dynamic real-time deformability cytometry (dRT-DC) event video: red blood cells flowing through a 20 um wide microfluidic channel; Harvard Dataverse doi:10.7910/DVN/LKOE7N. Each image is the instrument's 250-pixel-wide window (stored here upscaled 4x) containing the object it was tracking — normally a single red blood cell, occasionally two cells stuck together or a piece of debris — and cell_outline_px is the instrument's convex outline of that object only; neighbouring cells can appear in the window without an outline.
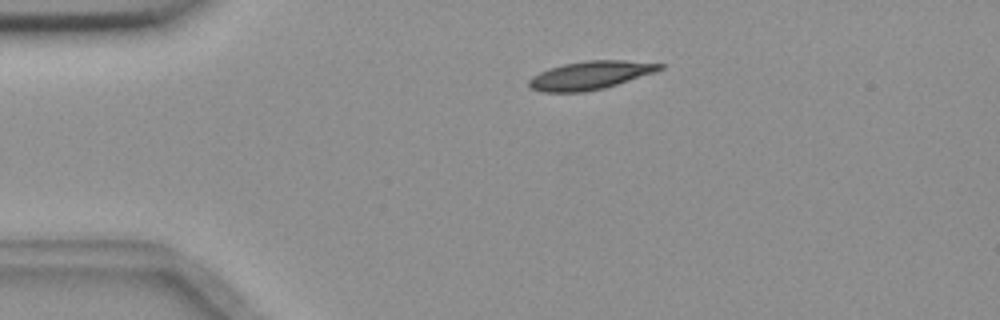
{"species": "common noctule bat (a hibernating species)", "species_latin": "Nyctalus noctula", "temperature_condition": "room temperature", "stored_images_in_passage": 46, "camera_frame_rate_fps": 3000, "um_per_image_px": 0.085, "animal": {"sex": "female", "body_mass_g": 18.4}, "frame": {"image": 1, "passage_image": 2, "time_ms": 0.333, "image_size_px": [1000, 320], "cell_outline_px": [[668, 64], [664, 68], [656, 72], [604, 88], [584, 92], [544, 92], [528, 88], [528, 80], [532, 76], [548, 68], [564, 64], [584, 60], [624, 60]], "centroid_in_image_um": [50.18, 6.39], "position_along_channel_um": 34.8, "area_um2": 21.79}}
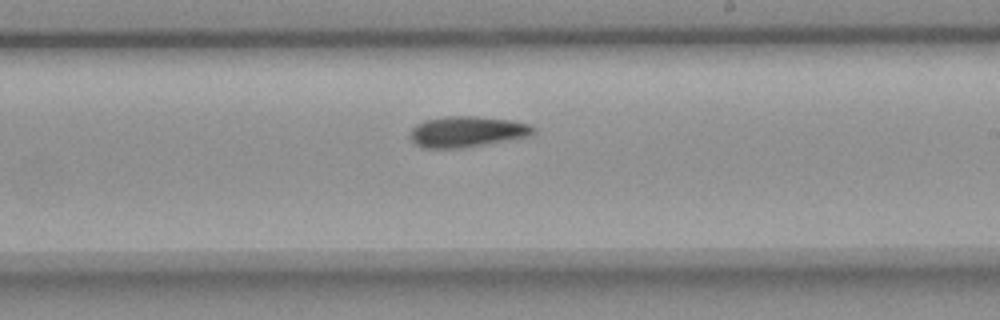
{"frame": {"image": 2, "passage_image": 23, "time_ms": 7.333, "image_size_px": [1000, 320], "cell_outline_px": [[536, 132], [532, 136], [460, 148], [424, 148], [416, 144], [408, 136], [412, 128], [416, 124], [424, 120], [444, 116], [476, 116], [512, 120], [532, 124], [536, 128]], "centroid_in_image_um": [39.72, 11.18], "position_along_channel_um": 249.3, "area_um2": 22.43}}
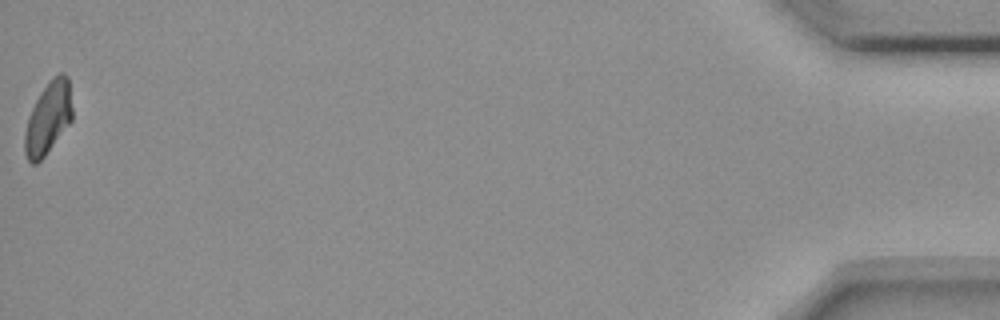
{"frame": {"image": 3, "passage_image": 46, "time_ms": 15.0, "image_size_px": [1000, 320], "cell_outline_px": [[72, 120], [44, 156], [36, 164], [32, 164], [28, 160], [24, 152], [24, 132], [28, 116], [40, 92], [48, 80], [52, 76], [60, 72], [64, 72], [68, 76], [72, 108]], "centroid_in_image_um": [4.08, 10.0], "position_along_channel_um": 431.1, "area_um2": 20.11}, "authors_computed_cell_mechanics": {"area_um2": 21.386, "velocity_mm_per_s": 3.6476, "shape_relaxation_time_tau1_ms": 6.5048, "shape_relaxation_time_tau2_ms": null, "deformation_change_tau1": 0.165, "deformation_change_tau2": null}}